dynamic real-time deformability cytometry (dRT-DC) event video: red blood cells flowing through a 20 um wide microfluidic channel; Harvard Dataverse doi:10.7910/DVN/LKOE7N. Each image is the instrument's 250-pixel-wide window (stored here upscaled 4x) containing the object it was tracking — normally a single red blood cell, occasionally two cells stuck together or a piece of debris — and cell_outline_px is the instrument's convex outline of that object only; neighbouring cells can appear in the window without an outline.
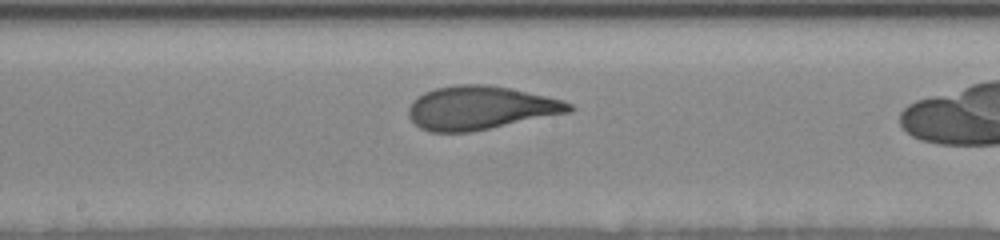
{"species": "human", "species_latin": "Homo sapiens", "temperature_condition": "room temperature", "stored_images_in_passage": 18, "camera_frame_rate_fps": 3000, "um_per_image_px": 0.085, "donor": {"sex": "female"}, "frame": {"image": 1, "passage_image": 13, "time_ms": 7.333, "image_size_px": [1000, 240], "cell_outline_px": [[576, 108], [572, 112], [472, 132], [428, 132], [420, 128], [408, 116], [408, 108], [412, 100], [416, 96], [424, 92], [436, 88], [456, 84], [488, 84], [508, 88], [564, 100], [572, 104]], "centroid_in_image_um": [40.83, 9.17], "position_along_channel_um": 207.4, "area_um2": 41.04}}